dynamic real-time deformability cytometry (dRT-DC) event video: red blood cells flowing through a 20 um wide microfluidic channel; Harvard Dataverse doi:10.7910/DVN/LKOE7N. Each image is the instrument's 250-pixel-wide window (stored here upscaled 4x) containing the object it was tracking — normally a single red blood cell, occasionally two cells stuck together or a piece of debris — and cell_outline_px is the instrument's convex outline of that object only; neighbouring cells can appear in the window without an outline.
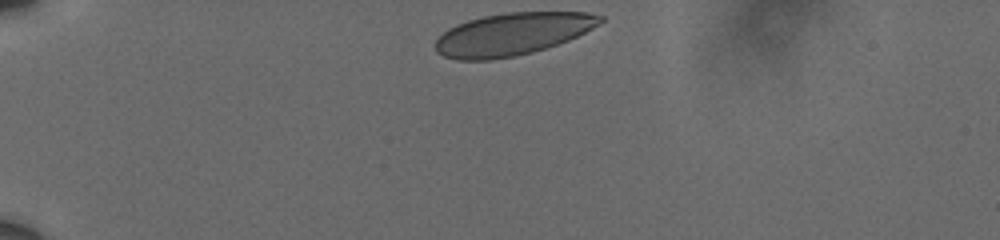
{"species": "human", "species_latin": "Homo sapiens", "temperature_condition": "cold", "stored_images_in_passage": 37, "camera_frame_rate_fps": 3000, "um_per_image_px": 0.085, "donor": {"sex": "male"}, "frame": {"image": 1, "passage_image": 1, "time_ms": 0.0, "image_size_px": [1000, 240], "cell_outline_px": [[604, 20], [592, 28], [568, 40], [532, 52], [516, 56], [492, 60], [456, 60], [444, 56], [436, 52], [436, 40], [448, 28], [456, 24], [468, 20], [484, 16], [508, 12], [588, 12], [604, 16]], "centroid_in_image_um": [43.53, 2.89], "position_along_channel_um": 41.5, "area_um2": 40.58}}
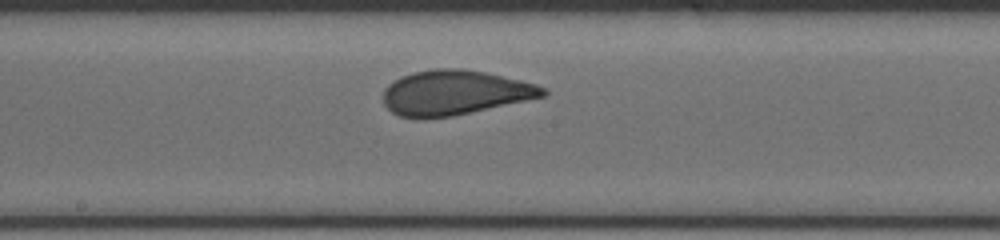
{"frame": {"image": 2, "passage_image": 20, "time_ms": 6.333, "image_size_px": [1000, 240], "cell_outline_px": [[548, 92], [544, 96], [452, 116], [424, 120], [416, 120], [400, 116], [392, 112], [384, 104], [384, 88], [388, 84], [400, 76], [412, 72], [436, 68], [464, 68], [484, 72], [520, 80], [536, 84], [548, 88]], "centroid_in_image_um": [38.6, 7.88], "position_along_channel_um": 209.6, "area_um2": 41.91}}
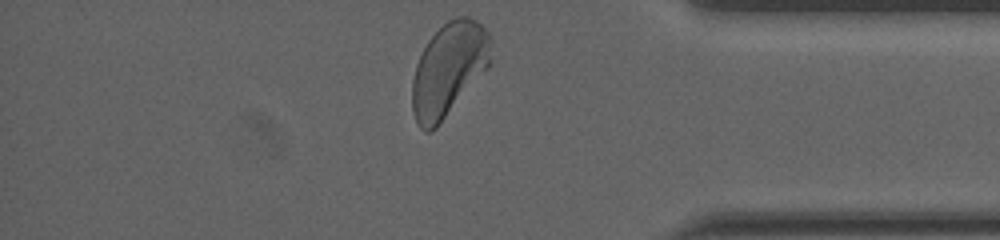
{"frame": {"image": 3, "passage_image": 37, "time_ms": 12.0, "image_size_px": [1000, 240], "cell_outline_px": [[492, 64], [436, 128], [428, 132], [424, 132], [416, 124], [412, 112], [412, 80], [416, 64], [428, 40], [448, 20], [456, 16], [468, 16], [476, 20], [492, 36]], "centroid_in_image_um": [38.17, 5.9], "position_along_channel_um": 397.0, "area_um2": 43.35}, "authors_computed_cell_mechanics": {"area_um2": 41.7316, "velocity_mm_per_s": 3.576, "shape_relaxation_time_tau1_ms": 5.7486, "shape_relaxation_time_tau2_ms": null, "deformation_change_tau1": 0.1358, "deformation_change_tau2": null}}